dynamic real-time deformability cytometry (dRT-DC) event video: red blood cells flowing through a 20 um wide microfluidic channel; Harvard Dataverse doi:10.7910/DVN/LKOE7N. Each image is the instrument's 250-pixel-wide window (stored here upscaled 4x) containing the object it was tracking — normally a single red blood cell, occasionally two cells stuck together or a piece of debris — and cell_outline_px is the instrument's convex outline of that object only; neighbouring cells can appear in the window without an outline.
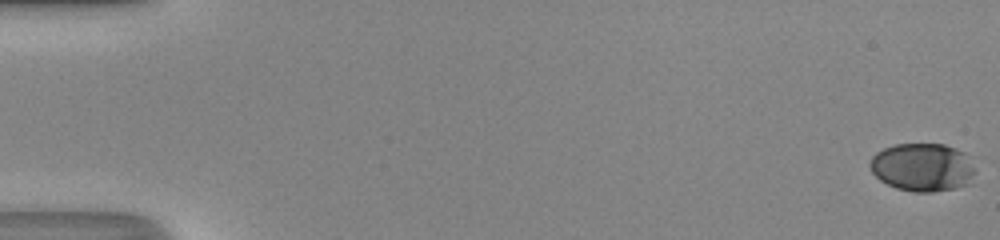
{"species": "human", "species_latin": "Homo sapiens", "temperature_condition": "room temperature", "stored_images_in_passage": 50, "camera_frame_rate_fps": 3000, "um_per_image_px": 0.085, "donor": {"sex": "male"}, "frame": {"image": 1, "passage_image": 1, "time_ms": 0.0, "image_size_px": [1000, 240], "cell_outline_px": [[972, 172], [968, 184], [956, 188], [932, 192], [912, 192], [896, 188], [880, 180], [872, 172], [868, 164], [872, 156], [876, 152], [884, 148], [896, 144], [944, 144], [956, 148], [972, 156]], "centroid_in_image_um": [78.39, 14.21], "position_along_channel_um": 6.6, "area_um2": 29.65}}
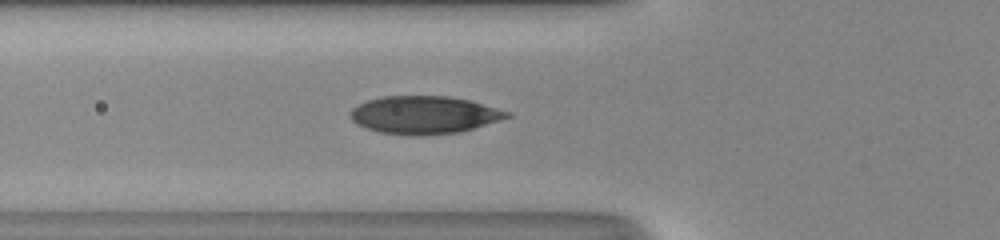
{"frame": {"image": 2, "passage_image": 20, "time_ms": 6.333, "image_size_px": [1000, 240], "cell_outline_px": [[512, 116], [500, 120], [460, 132], [424, 136], [408, 136], [380, 132], [364, 128], [356, 124], [348, 116], [348, 112], [356, 104], [380, 96], [448, 96], [472, 100], [512, 112]], "centroid_in_image_um": [36.03, 9.77], "position_along_channel_um": 89.8, "area_um2": 35.2}}
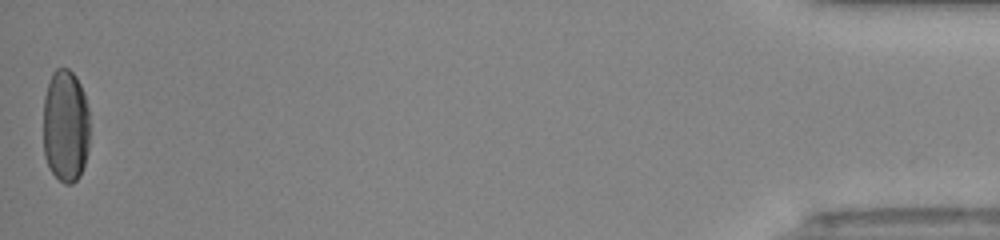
{"frame": {"image": 3, "passage_image": 50, "time_ms": 16.333, "image_size_px": [1000, 240], "cell_outline_px": [[88, 152], [80, 176], [72, 184], [64, 184], [52, 172], [44, 156], [44, 96], [48, 80], [52, 72], [56, 68], [68, 68], [76, 76], [84, 92], [88, 108]], "centroid_in_image_um": [5.57, 10.68], "position_along_channel_um": 429.6, "area_um2": 30.87}, "authors_computed_cell_mechanics": {"area_um2": 31.8767, "velocity_mm_per_s": 4.3316, "shape_relaxation_time_tau1_ms": 5.0496, "shape_relaxation_time_tau2_ms": null, "deformation_change_tau1": 0.2091, "deformation_change_tau2": null}}